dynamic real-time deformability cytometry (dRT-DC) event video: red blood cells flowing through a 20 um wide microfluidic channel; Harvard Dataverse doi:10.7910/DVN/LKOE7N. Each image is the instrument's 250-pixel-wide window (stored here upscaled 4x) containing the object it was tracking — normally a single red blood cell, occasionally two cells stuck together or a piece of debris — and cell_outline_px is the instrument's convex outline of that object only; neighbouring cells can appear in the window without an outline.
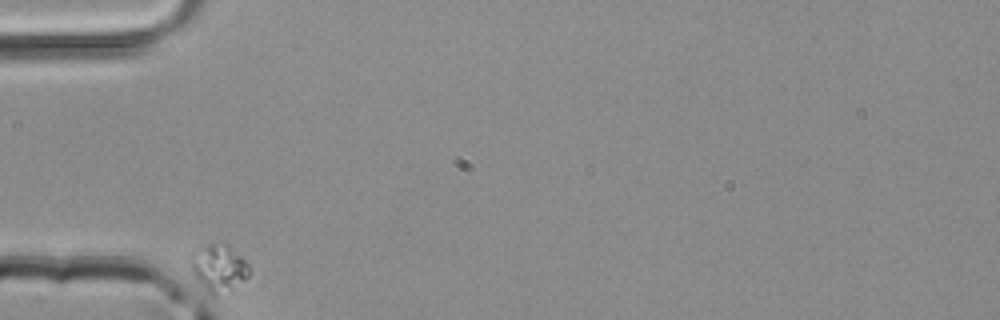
{"species": "common noctule bat (a hibernating species)", "species_latin": "Nyctalus noctula", "temperature_condition": "room temperature", "stored_images_in_passage": 30, "camera_frame_rate_fps": 3000, "um_per_image_px": 0.085, "animal": {"sex": "male", "body_mass_g": 20.4}, "frame": {"image": 1, "passage_image": 1, "time_ms": 0.0, "image_size_px": [1000, 320], "cell_outline_px": [[248, 276], [244, 280], [212, 296], [204, 288], [192, 272], [188, 260], [188, 256], [192, 252], [208, 244], [224, 240], [248, 264]], "centroid_in_image_um": [18.52, 22.69], "position_along_channel_um": 66.5, "area_um2": 15.78}}